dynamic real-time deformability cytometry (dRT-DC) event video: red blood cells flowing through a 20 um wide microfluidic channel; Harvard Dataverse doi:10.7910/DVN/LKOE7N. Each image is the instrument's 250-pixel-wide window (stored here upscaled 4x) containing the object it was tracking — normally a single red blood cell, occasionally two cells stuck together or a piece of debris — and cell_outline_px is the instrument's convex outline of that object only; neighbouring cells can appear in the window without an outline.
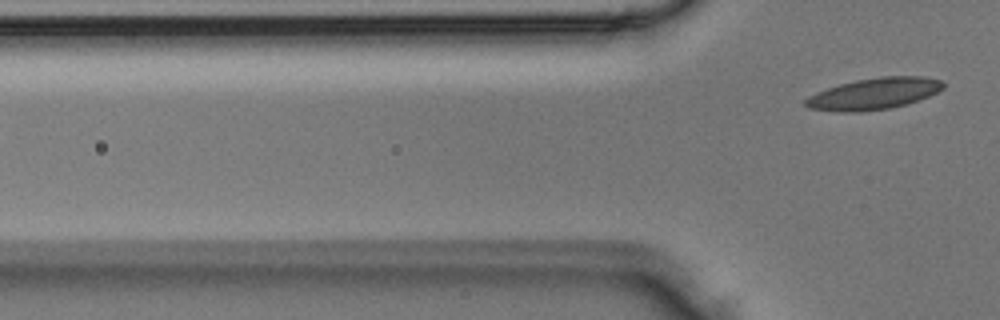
{"species": "Egyptian fruit bat (a non-hibernating species)", "species_latin": "Rousettus aegyptiacus", "temperature_condition": "room temperature", "stored_images_in_passage": 6, "segment_of_instrument_passage": [2, 2], "camera_frame_rate_fps": 3000, "um_per_image_px": 0.085, "animal": {"sex": "male"}, "frame": {"image": 1, "passage_image": 6, "time_ms": 1.667, "image_size_px": [1000, 320], "cell_outline_px": [[944, 88], [928, 96], [904, 104], [888, 108], [860, 112], [836, 112], [808, 108], [804, 104], [804, 100], [808, 96], [828, 88], [840, 84], [856, 80], [884, 76], [924, 76], [940, 80], [944, 84]], "centroid_in_image_um": [74.25, 7.97], "position_along_channel_um": 51.5, "area_um2": 25.03}}